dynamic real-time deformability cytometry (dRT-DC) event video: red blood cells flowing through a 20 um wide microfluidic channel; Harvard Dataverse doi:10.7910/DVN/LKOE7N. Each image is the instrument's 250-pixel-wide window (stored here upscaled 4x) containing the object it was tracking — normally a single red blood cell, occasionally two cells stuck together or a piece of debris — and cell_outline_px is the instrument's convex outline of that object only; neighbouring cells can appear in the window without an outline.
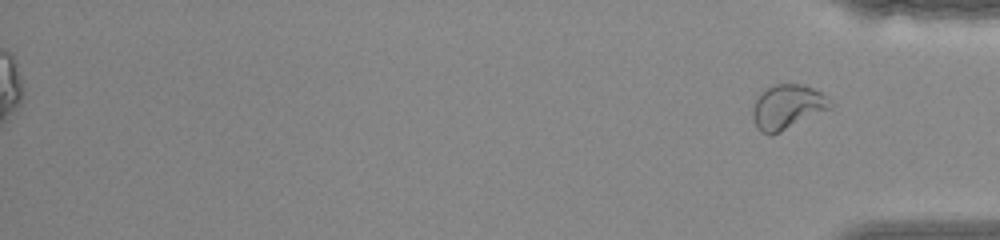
{"species": "common noctule bat (a hibernating species)", "species_latin": "Nyctalus noctula", "temperature_condition": "warm", "stored_images_in_passage": 42, "segment_of_instrument_passage": [2, 2], "camera_frame_rate_fps": 3000, "um_per_image_px": 0.085, "animal": {"sex": "female", "body_mass_g": 22.0, "forearm_length_mm": 56.7}, "frame": {"image": 1, "passage_image": 42, "time_ms": 13.667, "image_size_px": [1000, 240], "cell_outline_px": [[832, 108], [772, 136], [768, 136], [760, 132], [752, 116], [752, 108], [760, 92], [776, 84], [804, 84], [820, 92], [832, 100]], "centroid_in_image_um": [66.93, 9.1], "position_along_channel_um": 368.3, "area_um2": 20.29}}